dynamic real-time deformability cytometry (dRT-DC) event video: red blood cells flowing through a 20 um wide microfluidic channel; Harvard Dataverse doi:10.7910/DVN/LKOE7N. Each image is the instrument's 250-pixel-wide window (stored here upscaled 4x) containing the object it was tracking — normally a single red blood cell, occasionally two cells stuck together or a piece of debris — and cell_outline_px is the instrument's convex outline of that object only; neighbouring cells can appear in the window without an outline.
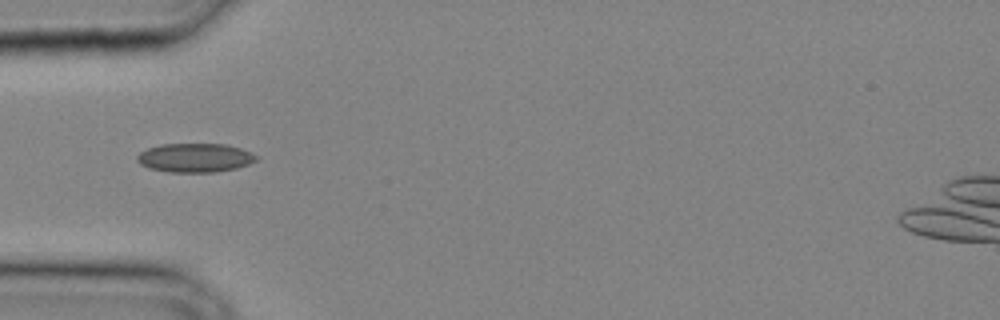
{"species": "common noctule bat (a hibernating species)", "species_latin": "Nyctalus noctula", "temperature_condition": "cold", "stored_images_in_passage": 23, "camera_frame_rate_fps": 3000, "um_per_image_px": 0.085, "animal": {"sex": "male", "body_mass_g": 20.4}, "frame": {"image": 1, "passage_image": 1, "time_ms": 0.0, "image_size_px": [1000, 320], "cell_outline_px": [[256, 160], [248, 164], [236, 168], [216, 172], [168, 172], [148, 168], [140, 164], [136, 160], [136, 156], [140, 152], [148, 148], [160, 144], [228, 144], [240, 148], [256, 156]], "centroid_in_image_um": [16.52, 13.41], "position_along_channel_um": 68.5, "area_um2": 20.06}}
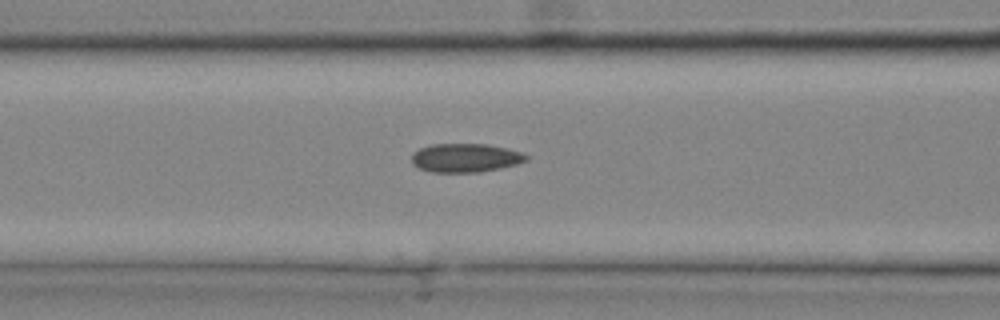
{"frame": {"image": 2, "passage_image": 4, "time_ms": 1.0, "image_size_px": [1000, 320], "cell_outline_px": [[528, 160], [516, 164], [500, 168], [480, 172], [432, 172], [420, 168], [412, 164], [412, 152], [428, 144], [488, 144], [508, 148], [520, 152], [528, 156]], "centroid_in_image_um": [39.55, 13.41], "position_along_channel_um": 127.1, "area_um2": 19.25}}